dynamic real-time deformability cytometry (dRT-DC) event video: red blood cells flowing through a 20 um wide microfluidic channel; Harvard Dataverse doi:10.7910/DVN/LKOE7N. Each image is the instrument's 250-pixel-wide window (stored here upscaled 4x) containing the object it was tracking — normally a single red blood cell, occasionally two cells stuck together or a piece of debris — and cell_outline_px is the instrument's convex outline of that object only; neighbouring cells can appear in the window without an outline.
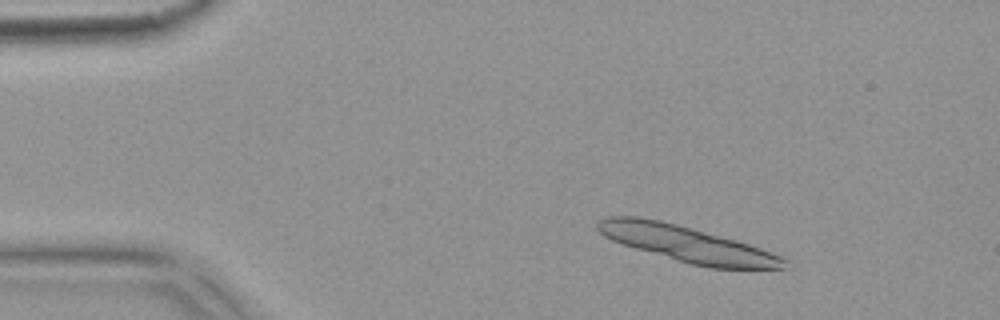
{"species": "common noctule bat (a hibernating species)", "species_latin": "Nyctalus noctula", "temperature_condition": "warm", "stored_images_in_passage": 5, "camera_frame_rate_fps": 3000, "um_per_image_px": 0.085, "animal": {"sex": "female", "body_mass_g": 18.4}, "frame": {"image": 1, "passage_image": 2, "time_ms": 0.333, "image_size_px": [1000, 320], "cell_outline_px": [[788, 260], [784, 268], [708, 268], [692, 264], [636, 248], [612, 240], [604, 236], [596, 228], [596, 220], [604, 216], [636, 216], [660, 220], [676, 224], [736, 240], [760, 248], [780, 256]], "centroid_in_image_um": [58.33, 20.71], "position_along_channel_um": 26.7, "area_um2": 38.38}}